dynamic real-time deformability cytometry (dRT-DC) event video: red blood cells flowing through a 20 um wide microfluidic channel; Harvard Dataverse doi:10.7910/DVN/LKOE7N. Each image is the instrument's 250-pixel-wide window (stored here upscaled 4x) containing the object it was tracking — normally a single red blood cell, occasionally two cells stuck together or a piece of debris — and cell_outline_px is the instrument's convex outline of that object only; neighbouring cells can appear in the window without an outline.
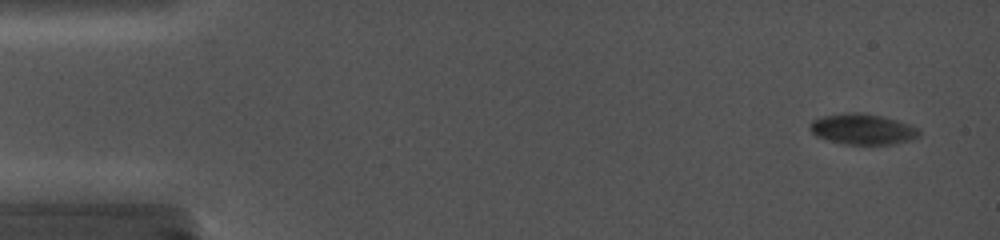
{"species": "common noctule bat (a hibernating species)", "species_latin": "Nyctalus noctula", "temperature_condition": "cold", "stored_images_in_passage": 9, "camera_frame_rate_fps": 5000, "um_per_image_px": 0.085, "animal": {"sex": "female", "body_mass_g": 19.0, "forearm_length_mm": 56.7}, "frame": {"image": 1, "passage_image": 2, "time_ms": 0.4, "image_size_px": [1000, 240], "cell_outline_px": [[920, 136], [908, 140], [892, 144], [844, 144], [828, 140], [816, 136], [808, 128], [812, 120], [820, 116], [848, 112], [860, 112], [880, 116], [896, 120], [908, 124], [916, 128], [920, 132]], "centroid_in_image_um": [73.26, 10.97], "position_along_channel_um": 11.7, "area_um2": 19.42}}